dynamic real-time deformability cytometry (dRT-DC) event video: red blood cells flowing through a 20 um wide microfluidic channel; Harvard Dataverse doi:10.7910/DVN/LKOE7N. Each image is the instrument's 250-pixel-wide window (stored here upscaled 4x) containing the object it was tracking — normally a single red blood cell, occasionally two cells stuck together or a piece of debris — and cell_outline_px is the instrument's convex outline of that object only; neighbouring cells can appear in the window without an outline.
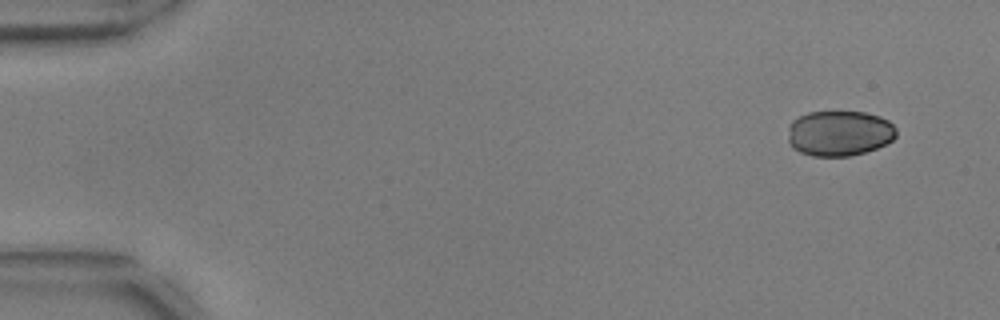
{"species": "common noctule bat (a hibernating species)", "species_latin": "Nyctalus noctula", "temperature_condition": "warm", "stored_images_in_passage": 51, "camera_frame_rate_fps": 3000, "um_per_image_px": 0.085, "animal": {"sex": "male", "body_mass_g": 17.9, "forearm_length_mm": 54.2}, "frame": {"image": 1, "passage_image": 1, "time_ms": 0.0, "image_size_px": [1000, 320], "cell_outline_px": [[896, 136], [892, 140], [876, 148], [864, 152], [848, 156], [812, 156], [800, 152], [792, 148], [788, 140], [788, 128], [792, 120], [808, 112], [864, 112], [880, 116], [888, 120], [896, 128]], "centroid_in_image_um": [71.32, 11.32], "position_along_channel_um": 13.7, "area_um2": 28.73}}
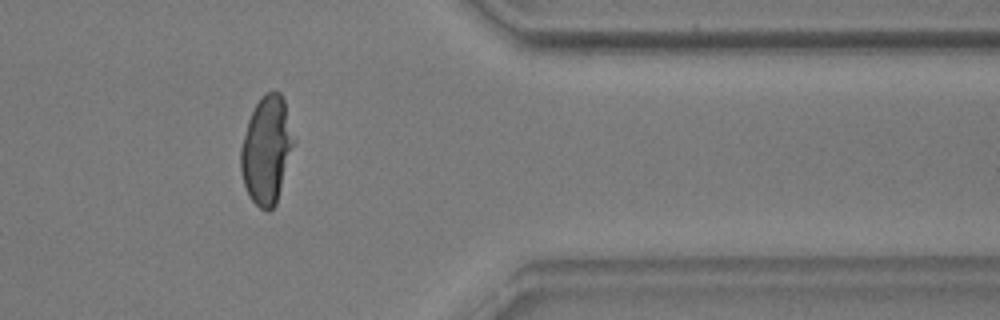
{"frame": {"image": 2, "passage_image": 42, "time_ms": 13.667, "image_size_px": [1000, 320], "cell_outline_px": [[296, 140], [276, 204], [268, 212], [260, 208], [252, 200], [244, 184], [240, 168], [240, 148], [248, 120], [260, 96], [264, 92], [272, 88], [280, 92], [284, 100]], "centroid_in_image_um": [22.68, 12.7], "position_along_channel_um": 388.7, "area_um2": 33.58}}
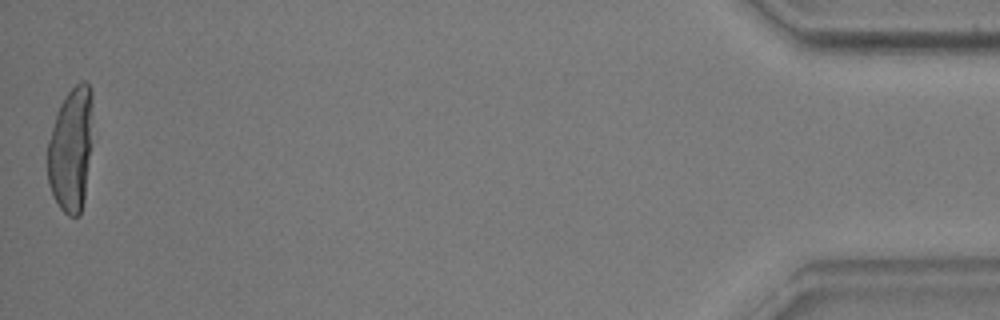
{"frame": {"image": 3, "passage_image": 51, "time_ms": 16.667, "image_size_px": [1000, 320], "cell_outline_px": [[92, 100], [88, 156], [84, 200], [80, 216], [68, 216], [60, 208], [48, 184], [48, 140], [60, 104], [68, 92], [80, 80], [84, 80], [88, 84], [92, 92]], "centroid_in_image_um": [6.0, 12.69], "position_along_channel_um": 429.2, "area_um2": 31.91}}